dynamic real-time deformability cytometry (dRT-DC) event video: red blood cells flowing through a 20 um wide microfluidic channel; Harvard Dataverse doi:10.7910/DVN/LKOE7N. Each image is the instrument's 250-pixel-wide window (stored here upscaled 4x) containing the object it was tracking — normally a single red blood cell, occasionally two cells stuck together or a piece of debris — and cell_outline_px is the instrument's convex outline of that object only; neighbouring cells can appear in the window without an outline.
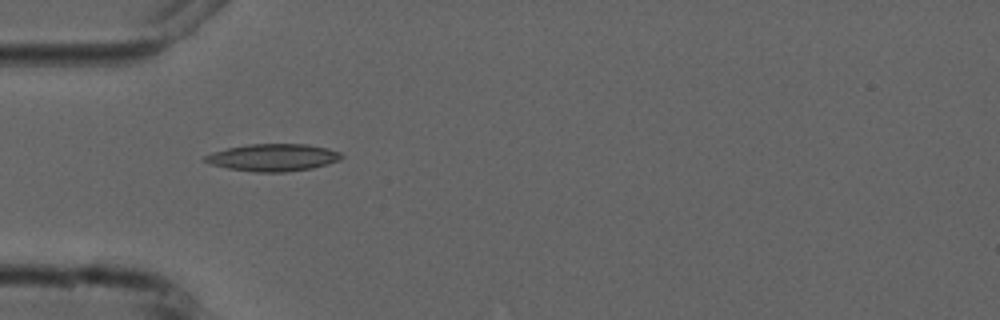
{"species": "common noctule bat (a hibernating species)", "species_latin": "Nyctalus noctula", "temperature_condition": "cold", "stored_images_in_passage": 2, "camera_frame_rate_fps": 3000, "um_per_image_px": 0.085, "animal": {"sex": "male", "forearm_length_mm": 52.5}, "frame": {"image": 1, "passage_image": 1, "time_ms": 0.0, "image_size_px": [1000, 320], "cell_outline_px": [[344, 156], [340, 160], [328, 164], [312, 168], [284, 172], [256, 172], [228, 168], [212, 164], [200, 160], [204, 156], [212, 152], [228, 148], [248, 144], [304, 144], [328, 148], [340, 152]], "centroid_in_image_um": [23.21, 13.38], "position_along_channel_um": 61.8, "area_um2": 21.68}}
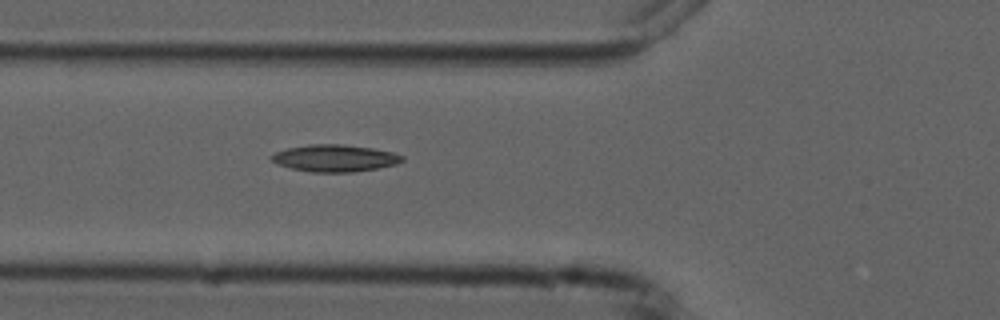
{"frame": {"image": 2, "passage_image": 2, "time_ms": 1.0, "image_size_px": [1000, 320], "cell_outline_px": [[404, 160], [396, 164], [376, 168], [352, 172], [312, 172], [292, 168], [276, 164], [268, 156], [276, 152], [288, 148], [308, 144], [340, 144], [372, 148], [392, 152], [404, 156]], "centroid_in_image_um": [28.44, 13.44], "position_along_channel_um": 97.4, "area_um2": 20.46}}